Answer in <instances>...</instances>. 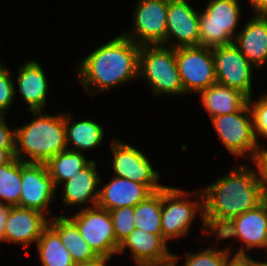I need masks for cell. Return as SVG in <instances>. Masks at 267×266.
<instances>
[{"label":"cell","instance_id":"13","mask_svg":"<svg viewBox=\"0 0 267 266\" xmlns=\"http://www.w3.org/2000/svg\"><path fill=\"white\" fill-rule=\"evenodd\" d=\"M56 187L45 163L21 161V196L19 207L49 214ZM48 213V214H47Z\"/></svg>","mask_w":267,"mask_h":266},{"label":"cell","instance_id":"5","mask_svg":"<svg viewBox=\"0 0 267 266\" xmlns=\"http://www.w3.org/2000/svg\"><path fill=\"white\" fill-rule=\"evenodd\" d=\"M188 194L187 191L172 186L162 188L161 227L162 237L166 241L185 237L190 232V227H192L191 225L198 212H200L199 221H203L202 190L193 191V194ZM191 195L198 196L200 202L197 200L191 201L188 198Z\"/></svg>","mask_w":267,"mask_h":266},{"label":"cell","instance_id":"31","mask_svg":"<svg viewBox=\"0 0 267 266\" xmlns=\"http://www.w3.org/2000/svg\"><path fill=\"white\" fill-rule=\"evenodd\" d=\"M110 212L116 241L121 244L123 240L135 229L134 207H122Z\"/></svg>","mask_w":267,"mask_h":266},{"label":"cell","instance_id":"15","mask_svg":"<svg viewBox=\"0 0 267 266\" xmlns=\"http://www.w3.org/2000/svg\"><path fill=\"white\" fill-rule=\"evenodd\" d=\"M168 44L172 48L199 46V11L188 1L168 2L165 46L169 47Z\"/></svg>","mask_w":267,"mask_h":266},{"label":"cell","instance_id":"6","mask_svg":"<svg viewBox=\"0 0 267 266\" xmlns=\"http://www.w3.org/2000/svg\"><path fill=\"white\" fill-rule=\"evenodd\" d=\"M239 0H210L199 12V46L215 48L234 43L241 15Z\"/></svg>","mask_w":267,"mask_h":266},{"label":"cell","instance_id":"34","mask_svg":"<svg viewBox=\"0 0 267 266\" xmlns=\"http://www.w3.org/2000/svg\"><path fill=\"white\" fill-rule=\"evenodd\" d=\"M261 146V150L259 149L257 151V155L253 163L258 169L260 182L267 196V149L264 147V145Z\"/></svg>","mask_w":267,"mask_h":266},{"label":"cell","instance_id":"28","mask_svg":"<svg viewBox=\"0 0 267 266\" xmlns=\"http://www.w3.org/2000/svg\"><path fill=\"white\" fill-rule=\"evenodd\" d=\"M21 196V160L0 165V203L18 206ZM5 201V202H3Z\"/></svg>","mask_w":267,"mask_h":266},{"label":"cell","instance_id":"14","mask_svg":"<svg viewBox=\"0 0 267 266\" xmlns=\"http://www.w3.org/2000/svg\"><path fill=\"white\" fill-rule=\"evenodd\" d=\"M162 234H151L135 228L119 245L117 255L130 249L136 266H172L173 253Z\"/></svg>","mask_w":267,"mask_h":266},{"label":"cell","instance_id":"10","mask_svg":"<svg viewBox=\"0 0 267 266\" xmlns=\"http://www.w3.org/2000/svg\"><path fill=\"white\" fill-rule=\"evenodd\" d=\"M133 11V32L125 31V37L139 46H165L168 1L138 0Z\"/></svg>","mask_w":267,"mask_h":266},{"label":"cell","instance_id":"17","mask_svg":"<svg viewBox=\"0 0 267 266\" xmlns=\"http://www.w3.org/2000/svg\"><path fill=\"white\" fill-rule=\"evenodd\" d=\"M237 238L242 246L234 255H248L247 251L266 248L267 251V199L253 210L246 211L233 218ZM245 245V246H244ZM245 247V249L243 248Z\"/></svg>","mask_w":267,"mask_h":266},{"label":"cell","instance_id":"35","mask_svg":"<svg viewBox=\"0 0 267 266\" xmlns=\"http://www.w3.org/2000/svg\"><path fill=\"white\" fill-rule=\"evenodd\" d=\"M9 129L5 115H0V148H15V127Z\"/></svg>","mask_w":267,"mask_h":266},{"label":"cell","instance_id":"22","mask_svg":"<svg viewBox=\"0 0 267 266\" xmlns=\"http://www.w3.org/2000/svg\"><path fill=\"white\" fill-rule=\"evenodd\" d=\"M49 225L59 234L76 265L89 264L101 259L82 238L79 228L69 217L55 215L49 220Z\"/></svg>","mask_w":267,"mask_h":266},{"label":"cell","instance_id":"1","mask_svg":"<svg viewBox=\"0 0 267 266\" xmlns=\"http://www.w3.org/2000/svg\"><path fill=\"white\" fill-rule=\"evenodd\" d=\"M140 47L123 34L102 44L77 66L79 83L89 94L96 95L92 87L103 92L139 79Z\"/></svg>","mask_w":267,"mask_h":266},{"label":"cell","instance_id":"25","mask_svg":"<svg viewBox=\"0 0 267 266\" xmlns=\"http://www.w3.org/2000/svg\"><path fill=\"white\" fill-rule=\"evenodd\" d=\"M42 266H75L59 234L48 225L36 242Z\"/></svg>","mask_w":267,"mask_h":266},{"label":"cell","instance_id":"23","mask_svg":"<svg viewBox=\"0 0 267 266\" xmlns=\"http://www.w3.org/2000/svg\"><path fill=\"white\" fill-rule=\"evenodd\" d=\"M197 94L209 118L235 113L248 103V97L242 92L217 83Z\"/></svg>","mask_w":267,"mask_h":266},{"label":"cell","instance_id":"20","mask_svg":"<svg viewBox=\"0 0 267 266\" xmlns=\"http://www.w3.org/2000/svg\"><path fill=\"white\" fill-rule=\"evenodd\" d=\"M97 164L92 159L83 169L79 170L68 181L62 183L64 205H82L91 202L90 207L97 206L99 198L98 185L101 182L97 171Z\"/></svg>","mask_w":267,"mask_h":266},{"label":"cell","instance_id":"3","mask_svg":"<svg viewBox=\"0 0 267 266\" xmlns=\"http://www.w3.org/2000/svg\"><path fill=\"white\" fill-rule=\"evenodd\" d=\"M31 113V122L15 128V157L23 162L46 163L67 150L65 114Z\"/></svg>","mask_w":267,"mask_h":266},{"label":"cell","instance_id":"16","mask_svg":"<svg viewBox=\"0 0 267 266\" xmlns=\"http://www.w3.org/2000/svg\"><path fill=\"white\" fill-rule=\"evenodd\" d=\"M49 218L36 210L19 206L10 207L6 219L2 242L20 244L24 249L38 241L49 225Z\"/></svg>","mask_w":267,"mask_h":266},{"label":"cell","instance_id":"39","mask_svg":"<svg viewBox=\"0 0 267 266\" xmlns=\"http://www.w3.org/2000/svg\"><path fill=\"white\" fill-rule=\"evenodd\" d=\"M10 206L0 203V242L3 238L4 227L7 216L9 214Z\"/></svg>","mask_w":267,"mask_h":266},{"label":"cell","instance_id":"30","mask_svg":"<svg viewBox=\"0 0 267 266\" xmlns=\"http://www.w3.org/2000/svg\"><path fill=\"white\" fill-rule=\"evenodd\" d=\"M202 223V233L205 234L208 232L209 238L211 234L215 235L217 245L221 239L237 238L236 226L233 219L217 216H203Z\"/></svg>","mask_w":267,"mask_h":266},{"label":"cell","instance_id":"9","mask_svg":"<svg viewBox=\"0 0 267 266\" xmlns=\"http://www.w3.org/2000/svg\"><path fill=\"white\" fill-rule=\"evenodd\" d=\"M176 62L185 93H198L217 83L212 48H176Z\"/></svg>","mask_w":267,"mask_h":266},{"label":"cell","instance_id":"41","mask_svg":"<svg viewBox=\"0 0 267 266\" xmlns=\"http://www.w3.org/2000/svg\"><path fill=\"white\" fill-rule=\"evenodd\" d=\"M253 266H267V262L253 260Z\"/></svg>","mask_w":267,"mask_h":266},{"label":"cell","instance_id":"26","mask_svg":"<svg viewBox=\"0 0 267 266\" xmlns=\"http://www.w3.org/2000/svg\"><path fill=\"white\" fill-rule=\"evenodd\" d=\"M162 189L152 192L134 207L135 228L151 234H162Z\"/></svg>","mask_w":267,"mask_h":266},{"label":"cell","instance_id":"2","mask_svg":"<svg viewBox=\"0 0 267 266\" xmlns=\"http://www.w3.org/2000/svg\"><path fill=\"white\" fill-rule=\"evenodd\" d=\"M233 168L202 189L203 216L233 219L257 208L267 199L257 167V171L246 164Z\"/></svg>","mask_w":267,"mask_h":266},{"label":"cell","instance_id":"8","mask_svg":"<svg viewBox=\"0 0 267 266\" xmlns=\"http://www.w3.org/2000/svg\"><path fill=\"white\" fill-rule=\"evenodd\" d=\"M69 218L79 228L82 238L101 259L112 260L114 255H117L120 244L116 241L108 210L99 206H84Z\"/></svg>","mask_w":267,"mask_h":266},{"label":"cell","instance_id":"24","mask_svg":"<svg viewBox=\"0 0 267 266\" xmlns=\"http://www.w3.org/2000/svg\"><path fill=\"white\" fill-rule=\"evenodd\" d=\"M72 115L65 114L66 147L67 150L84 152L101 146L104 138V129L101 124L93 120L72 121ZM74 148L70 147V144Z\"/></svg>","mask_w":267,"mask_h":266},{"label":"cell","instance_id":"37","mask_svg":"<svg viewBox=\"0 0 267 266\" xmlns=\"http://www.w3.org/2000/svg\"><path fill=\"white\" fill-rule=\"evenodd\" d=\"M255 15H267V0H249Z\"/></svg>","mask_w":267,"mask_h":266},{"label":"cell","instance_id":"42","mask_svg":"<svg viewBox=\"0 0 267 266\" xmlns=\"http://www.w3.org/2000/svg\"><path fill=\"white\" fill-rule=\"evenodd\" d=\"M175 1H182V2H187V0H175Z\"/></svg>","mask_w":267,"mask_h":266},{"label":"cell","instance_id":"18","mask_svg":"<svg viewBox=\"0 0 267 266\" xmlns=\"http://www.w3.org/2000/svg\"><path fill=\"white\" fill-rule=\"evenodd\" d=\"M234 44L257 68L267 62V15H254L236 34Z\"/></svg>","mask_w":267,"mask_h":266},{"label":"cell","instance_id":"7","mask_svg":"<svg viewBox=\"0 0 267 266\" xmlns=\"http://www.w3.org/2000/svg\"><path fill=\"white\" fill-rule=\"evenodd\" d=\"M210 120L227 152L242 158L248 154L251 160H255L257 151L262 146L255 135L248 103L235 113L219 115Z\"/></svg>","mask_w":267,"mask_h":266},{"label":"cell","instance_id":"32","mask_svg":"<svg viewBox=\"0 0 267 266\" xmlns=\"http://www.w3.org/2000/svg\"><path fill=\"white\" fill-rule=\"evenodd\" d=\"M248 105L251 110L255 135L262 136L267 139V93L262 95L257 101L252 100V96L248 98Z\"/></svg>","mask_w":267,"mask_h":266},{"label":"cell","instance_id":"11","mask_svg":"<svg viewBox=\"0 0 267 266\" xmlns=\"http://www.w3.org/2000/svg\"><path fill=\"white\" fill-rule=\"evenodd\" d=\"M110 146L113 154L114 176L143 184L151 192L165 187L158 183L160 174L153 169L150 160L143 152L119 138L112 140Z\"/></svg>","mask_w":267,"mask_h":266},{"label":"cell","instance_id":"36","mask_svg":"<svg viewBox=\"0 0 267 266\" xmlns=\"http://www.w3.org/2000/svg\"><path fill=\"white\" fill-rule=\"evenodd\" d=\"M229 257L224 266H253V259L249 255H232Z\"/></svg>","mask_w":267,"mask_h":266},{"label":"cell","instance_id":"4","mask_svg":"<svg viewBox=\"0 0 267 266\" xmlns=\"http://www.w3.org/2000/svg\"><path fill=\"white\" fill-rule=\"evenodd\" d=\"M139 77L151 87L153 95L185 94L176 62V48L163 45L141 46Z\"/></svg>","mask_w":267,"mask_h":266},{"label":"cell","instance_id":"19","mask_svg":"<svg viewBox=\"0 0 267 266\" xmlns=\"http://www.w3.org/2000/svg\"><path fill=\"white\" fill-rule=\"evenodd\" d=\"M152 192L143 184L113 176L99 189L97 206L111 211L122 207H135Z\"/></svg>","mask_w":267,"mask_h":266},{"label":"cell","instance_id":"12","mask_svg":"<svg viewBox=\"0 0 267 266\" xmlns=\"http://www.w3.org/2000/svg\"><path fill=\"white\" fill-rule=\"evenodd\" d=\"M217 84L252 96V69L256 68L234 44L212 48Z\"/></svg>","mask_w":267,"mask_h":266},{"label":"cell","instance_id":"27","mask_svg":"<svg viewBox=\"0 0 267 266\" xmlns=\"http://www.w3.org/2000/svg\"><path fill=\"white\" fill-rule=\"evenodd\" d=\"M91 159L87 160L82 152L64 150L50 158L45 164L53 183L57 187L68 181L79 170L83 169Z\"/></svg>","mask_w":267,"mask_h":266},{"label":"cell","instance_id":"33","mask_svg":"<svg viewBox=\"0 0 267 266\" xmlns=\"http://www.w3.org/2000/svg\"><path fill=\"white\" fill-rule=\"evenodd\" d=\"M10 71L0 62V115H6L16 95Z\"/></svg>","mask_w":267,"mask_h":266},{"label":"cell","instance_id":"40","mask_svg":"<svg viewBox=\"0 0 267 266\" xmlns=\"http://www.w3.org/2000/svg\"><path fill=\"white\" fill-rule=\"evenodd\" d=\"M108 261H111V260L100 259V260L95 261L93 263H89V264H77L75 266H107V262Z\"/></svg>","mask_w":267,"mask_h":266},{"label":"cell","instance_id":"21","mask_svg":"<svg viewBox=\"0 0 267 266\" xmlns=\"http://www.w3.org/2000/svg\"><path fill=\"white\" fill-rule=\"evenodd\" d=\"M18 91L31 111H43L47 103L48 81L44 69L36 60L27 61L19 67Z\"/></svg>","mask_w":267,"mask_h":266},{"label":"cell","instance_id":"29","mask_svg":"<svg viewBox=\"0 0 267 266\" xmlns=\"http://www.w3.org/2000/svg\"><path fill=\"white\" fill-rule=\"evenodd\" d=\"M230 250L229 247L220 250L209 247L197 253H189L183 266H224L226 260L232 256Z\"/></svg>","mask_w":267,"mask_h":266},{"label":"cell","instance_id":"38","mask_svg":"<svg viewBox=\"0 0 267 266\" xmlns=\"http://www.w3.org/2000/svg\"><path fill=\"white\" fill-rule=\"evenodd\" d=\"M15 158V148H0V165L10 163Z\"/></svg>","mask_w":267,"mask_h":266}]
</instances>
